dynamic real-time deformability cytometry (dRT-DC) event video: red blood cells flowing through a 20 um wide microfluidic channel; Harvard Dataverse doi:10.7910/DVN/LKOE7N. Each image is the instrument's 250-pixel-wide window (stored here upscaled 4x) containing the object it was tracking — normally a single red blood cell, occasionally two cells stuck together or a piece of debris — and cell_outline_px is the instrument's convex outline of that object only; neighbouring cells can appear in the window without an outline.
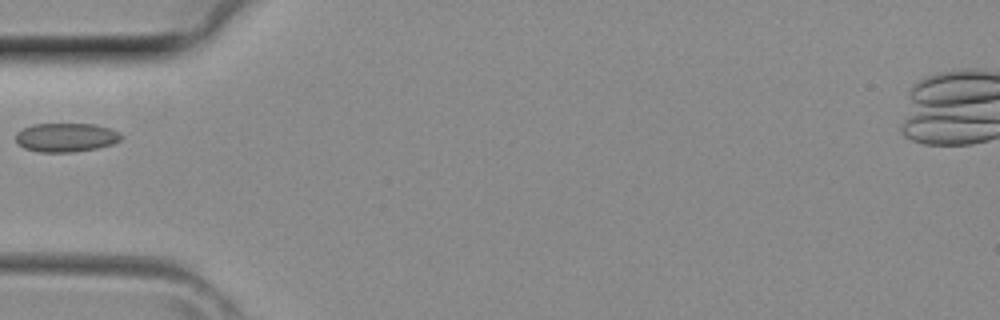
{"species": "common noctule bat (a hibernating species)", "species_latin": "Nyctalus noctula", "temperature_condition": "room temperature", "stored_images_in_passage": 1, "camera_frame_rate_fps": 3000, "um_per_image_px": 0.085, "animal": {"sex": "female", "body_mass_g": 29.2, "forearm_length_mm": 56.3}, "frame": {"image": 1, "passage_image": 1, "time_ms": 0.0, "image_size_px": [1000, 320], "cell_outline_px": [[124, 136], [120, 140], [112, 144], [96, 148], [72, 152], [40, 152], [24, 148], [16, 144], [16, 132], [32, 124], [96, 124], [112, 128], [120, 132]], "centroid_in_image_um": [5.62, 11.67], "position_along_channel_um": 79.4, "area_um2": 17.92}}